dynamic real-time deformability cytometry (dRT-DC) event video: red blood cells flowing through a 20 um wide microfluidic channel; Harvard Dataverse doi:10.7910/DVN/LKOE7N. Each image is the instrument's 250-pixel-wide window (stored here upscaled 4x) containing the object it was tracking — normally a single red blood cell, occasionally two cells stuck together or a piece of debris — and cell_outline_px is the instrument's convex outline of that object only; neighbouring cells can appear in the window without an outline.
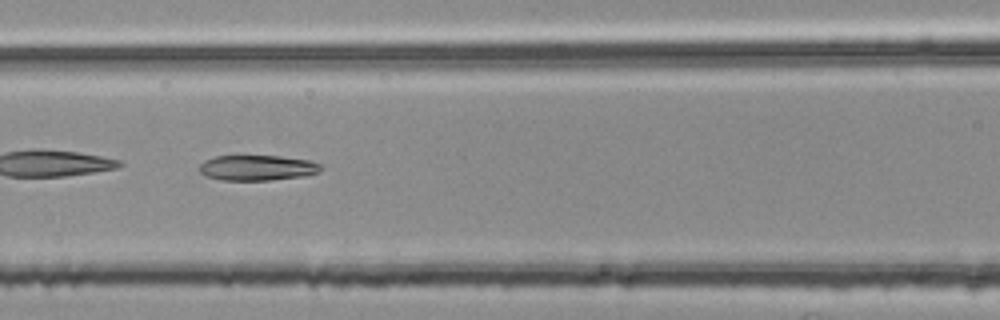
{"species": "common noctule bat (a hibernating species)", "species_latin": "Nyctalus noctula", "temperature_condition": "room temperature", "stored_images_in_passage": 54, "camera_frame_rate_fps": 3000, "um_per_image_px": 0.085, "animal": {"sex": "female", "body_mass_g": 25.1}, "frame": {"image": 1, "passage_image": 24, "time_ms": 7.667, "image_size_px": [1000, 320], "cell_outline_px": [[320, 172], [304, 176], [268, 180], [220, 180], [204, 176], [200, 172], [200, 164], [204, 160], [216, 156], [280, 156], [312, 160], [320, 164]], "centroid_in_image_um": [21.86, 14.26], "position_along_channel_um": 144.7, "area_um2": 18.03}}
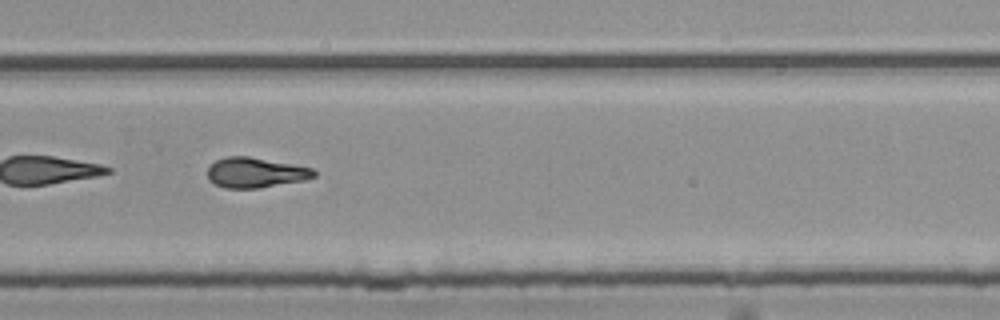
{"frame": {"image": 2, "passage_image": 37, "time_ms": 12.0, "image_size_px": [1000, 320], "cell_outline_px": [[316, 176], [304, 180], [260, 188], [224, 188], [208, 180], [208, 168], [216, 160], [228, 156], [248, 156], [292, 164], [312, 168], [316, 172]], "centroid_in_image_um": [21.71, 14.67], "position_along_channel_um": 308.1, "area_um2": 18.61}}
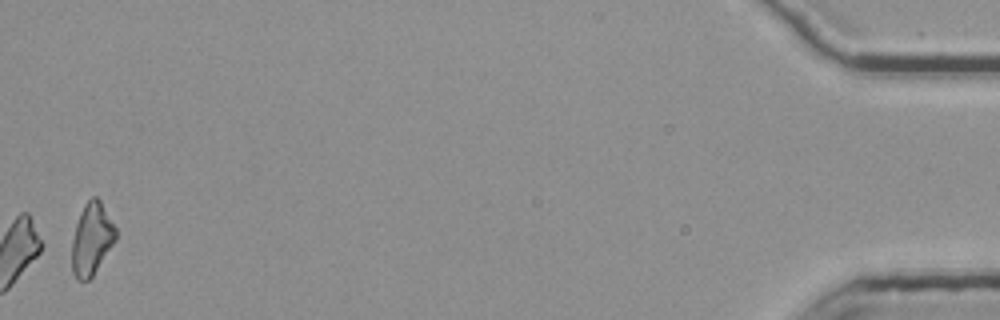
{"frame": {"image": 3, "passage_image": 54, "time_ms": 17.667, "image_size_px": [1000, 320], "cell_outline_px": [[116, 240], [92, 276], [88, 280], [76, 280], [72, 272], [72, 240], [76, 224], [80, 212], [84, 204], [92, 196], [96, 196], [100, 200], [116, 228]], "centroid_in_image_um": [7.78, 20.31], "position_along_channel_um": 427.4, "area_um2": 18.32}, "authors_computed_cell_mechanics": {"area_um2": 18.8139, "velocity_mm_per_s": 3.7765, "shape_relaxation_time_tau1_ms": null, "shape_relaxation_time_tau2_ms": 5.9714, "deformation_change_tau1": null, "deformation_change_tau2": 0.1646}}